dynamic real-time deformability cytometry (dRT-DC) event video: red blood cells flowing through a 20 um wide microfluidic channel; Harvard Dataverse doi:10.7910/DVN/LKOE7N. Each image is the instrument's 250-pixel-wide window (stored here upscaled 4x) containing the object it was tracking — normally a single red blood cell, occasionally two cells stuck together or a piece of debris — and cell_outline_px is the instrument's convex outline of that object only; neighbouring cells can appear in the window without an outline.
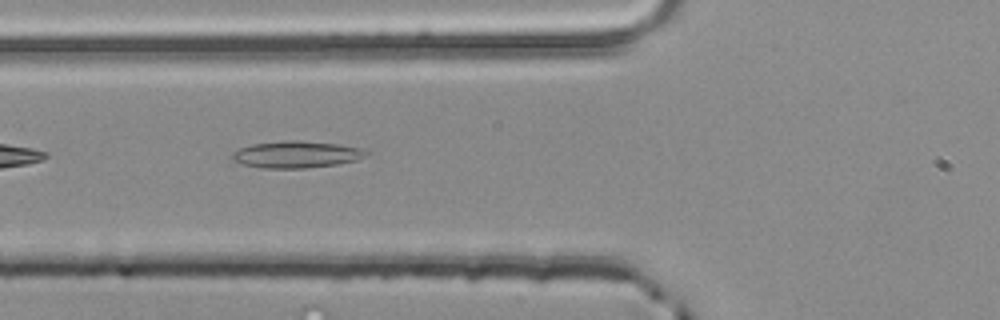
{"species": "common noctule bat (a hibernating species)", "species_latin": "Nyctalus noctula", "temperature_condition": "room temperature", "stored_images_in_passage": 5, "segment_of_instrument_passage": [2, 2], "camera_frame_rate_fps": 3000, "um_per_image_px": 0.085, "animal": {"sex": "male", "body_mass_g": 20.4}, "frame": {"image": 1, "passage_image": 5, "time_ms": 1.333, "image_size_px": [1000, 320], "cell_outline_px": [[372, 152], [356, 160], [336, 164], [304, 168], [264, 168], [244, 164], [232, 160], [232, 152], [240, 148], [252, 144], [292, 140], [296, 140], [336, 144], [368, 148]], "centroid_in_image_um": [25.25, 13.12], "position_along_channel_um": 100.6, "area_um2": 20.87}}